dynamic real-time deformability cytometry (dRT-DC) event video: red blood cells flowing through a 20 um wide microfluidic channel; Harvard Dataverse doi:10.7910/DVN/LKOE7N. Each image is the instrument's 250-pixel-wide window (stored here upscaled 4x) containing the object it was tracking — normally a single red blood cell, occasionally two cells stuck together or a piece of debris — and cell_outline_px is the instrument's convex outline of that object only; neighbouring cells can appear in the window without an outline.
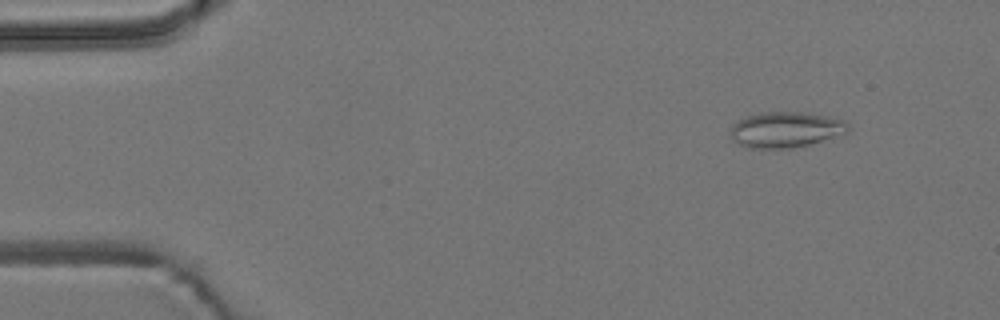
{"species": "common noctule bat (a hibernating species)", "species_latin": "Nyctalus noctula", "temperature_condition": "room temperature", "stored_images_in_passage": 5, "camera_frame_rate_fps": 3000, "um_per_image_px": 0.085, "animal": {"sex": "male", "body_mass_g": 19.2, "forearm_length_mm": 51.8}, "frame": {"image": 1, "passage_image": 1, "time_ms": 0.0, "image_size_px": [1000, 320], "cell_outline_px": [[852, 128], [844, 136], [792, 148], [748, 148], [732, 140], [728, 132], [732, 124], [736, 120], [760, 112], [804, 112], [828, 116], [844, 120]], "centroid_in_image_um": [66.81, 11.02], "position_along_channel_um": 18.2, "area_um2": 25.09}}